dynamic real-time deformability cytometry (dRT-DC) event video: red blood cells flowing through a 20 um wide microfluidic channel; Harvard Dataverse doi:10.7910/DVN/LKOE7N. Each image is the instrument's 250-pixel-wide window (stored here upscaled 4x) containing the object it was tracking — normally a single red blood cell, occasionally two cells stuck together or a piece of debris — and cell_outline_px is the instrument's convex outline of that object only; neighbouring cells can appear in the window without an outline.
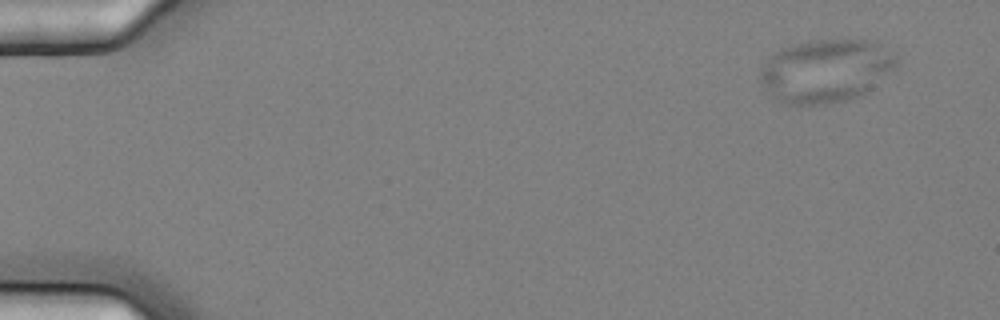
{"species": "common noctule bat (a hibernating species)", "species_latin": "Nyctalus noctula", "temperature_condition": "cold", "stored_images_in_passage": 4, "camera_frame_rate_fps": 3000, "um_per_image_px": 0.085, "animal": {"sex": "female", "body_mass_g": 25.1}, "frame": {"image": 1, "passage_image": 1, "time_ms": 0.0, "image_size_px": [1000, 320], "cell_outline_px": [[900, 56], [896, 64], [892, 68], [864, 92], [848, 100], [824, 104], [784, 104], [772, 96], [760, 80], [760, 68], [780, 48], [812, 40], [876, 40], [896, 52]], "centroid_in_image_um": [70.2, 5.98], "position_along_channel_um": 14.8, "area_um2": 49.71}}